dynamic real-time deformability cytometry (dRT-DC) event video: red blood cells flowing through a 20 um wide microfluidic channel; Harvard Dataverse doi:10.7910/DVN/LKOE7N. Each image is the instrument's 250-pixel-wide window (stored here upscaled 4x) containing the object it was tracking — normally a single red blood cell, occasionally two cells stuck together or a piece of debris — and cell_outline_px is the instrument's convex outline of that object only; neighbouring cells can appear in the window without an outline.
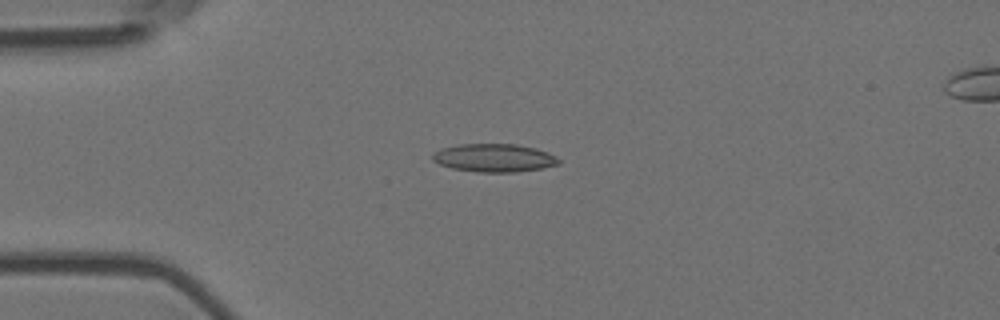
{"species": "Egyptian fruit bat (a non-hibernating species)", "species_latin": "Rousettus aegyptiacus", "temperature_condition": "room temperature", "stored_images_in_passage": 4, "camera_frame_rate_fps": 3000, "um_per_image_px": 0.085, "animal": {"sex": "female"}, "frame": {"image": 1, "passage_image": 4, "time_ms": 1.0, "image_size_px": [1000, 320], "cell_outline_px": [[560, 164], [540, 168], [516, 172], [476, 172], [452, 168], [440, 164], [432, 160], [432, 152], [440, 148], [460, 144], [516, 144], [536, 148], [548, 152], [556, 156], [560, 160]], "centroid_in_image_um": [41.98, 13.41], "position_along_channel_um": 43.0, "area_um2": 20.81}}